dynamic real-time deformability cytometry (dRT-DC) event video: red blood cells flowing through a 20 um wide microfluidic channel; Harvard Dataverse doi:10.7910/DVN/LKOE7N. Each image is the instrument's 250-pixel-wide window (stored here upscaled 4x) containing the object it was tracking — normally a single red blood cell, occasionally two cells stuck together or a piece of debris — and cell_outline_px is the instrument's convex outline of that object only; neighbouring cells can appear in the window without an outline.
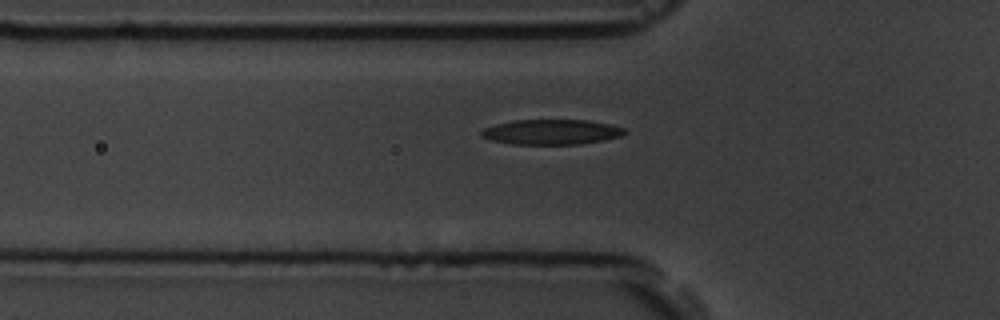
{"species": "common noctule bat (a hibernating species)", "species_latin": "Nyctalus noctula", "temperature_condition": "room temperature", "stored_images_in_passage": 5, "camera_frame_rate_fps": 3000, "um_per_image_px": 0.085, "animal": {"sex": "male", "body_mass_g": 19.5, "forearm_length_mm": 54.6}, "frame": {"image": 1, "passage_image": 5, "time_ms": 5.333, "image_size_px": [1000, 320], "cell_outline_px": [[628, 132], [620, 136], [604, 140], [580, 144], [512, 144], [492, 140], [480, 136], [480, 132], [484, 128], [496, 124], [512, 120], [588, 120], [608, 124], [624, 128]], "centroid_in_image_um": [46.86, 11.21], "position_along_channel_um": 78.9, "area_um2": 20.92}}